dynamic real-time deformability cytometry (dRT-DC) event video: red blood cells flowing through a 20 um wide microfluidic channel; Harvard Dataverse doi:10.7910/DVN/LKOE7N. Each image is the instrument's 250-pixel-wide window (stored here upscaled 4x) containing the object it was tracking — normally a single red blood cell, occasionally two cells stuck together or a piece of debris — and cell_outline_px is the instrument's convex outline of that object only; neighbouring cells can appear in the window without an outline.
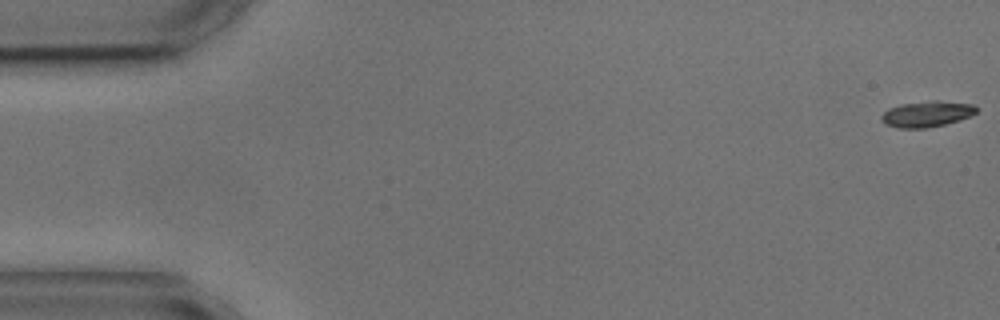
{"species": "common noctule bat (a hibernating species)", "species_latin": "Nyctalus noctula", "temperature_condition": "cold", "stored_images_in_passage": 4, "camera_frame_rate_fps": 3000, "um_per_image_px": 0.085, "animal": {"sex": "male", "body_mass_g": 17.9, "forearm_length_mm": 54.2}, "frame": {"image": 1, "passage_image": 1, "time_ms": 0.0, "image_size_px": [1000, 320], "cell_outline_px": [[976, 112], [972, 116], [960, 120], [944, 124], [924, 128], [900, 128], [884, 124], [880, 120], [880, 116], [888, 108], [900, 104], [932, 100], [936, 100], [976, 104]], "centroid_in_image_um": [78.77, 9.68], "position_along_channel_um": 6.2, "area_um2": 14.51}}